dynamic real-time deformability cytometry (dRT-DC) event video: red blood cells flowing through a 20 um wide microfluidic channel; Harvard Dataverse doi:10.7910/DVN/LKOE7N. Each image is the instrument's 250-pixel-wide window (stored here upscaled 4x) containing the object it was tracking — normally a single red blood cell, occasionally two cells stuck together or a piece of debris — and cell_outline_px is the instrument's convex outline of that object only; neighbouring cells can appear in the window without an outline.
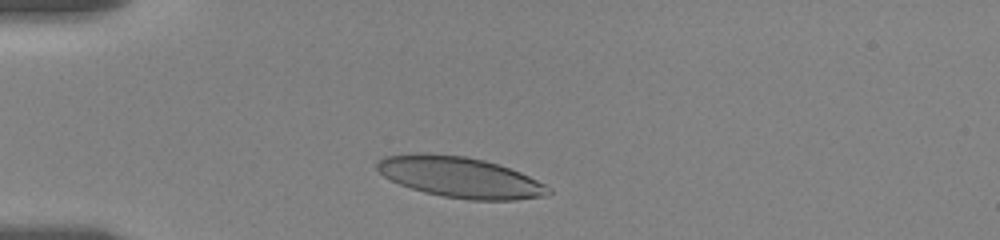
{"species": "human", "species_latin": "Homo sapiens", "temperature_condition": "room temperature", "stored_images_in_passage": 8, "camera_frame_rate_fps": 3000, "um_per_image_px": 0.085, "donor": {"sex": "female"}, "frame": {"image": 1, "passage_image": 1, "time_ms": 0.0, "image_size_px": [1000, 240], "cell_outline_px": [[552, 192], [548, 196], [516, 200], [468, 200], [444, 196], [424, 192], [400, 184], [384, 176], [376, 168], [376, 160], [384, 156], [412, 152], [420, 152], [468, 156], [500, 164], [520, 172], [552, 188]], "centroid_in_image_um": [39.1, 15.05], "position_along_channel_um": 45.9, "area_um2": 41.1}}
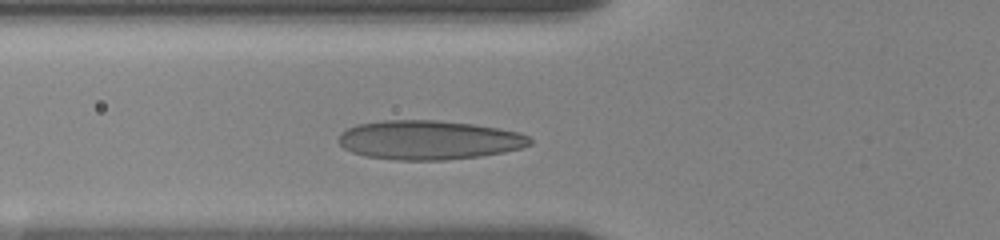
{"frame": {"image": 2, "passage_image": 5, "time_ms": 1.333, "image_size_px": [1000, 240], "cell_outline_px": [[532, 144], [520, 148], [504, 152], [480, 156], [444, 160], [396, 160], [364, 156], [352, 152], [344, 148], [336, 140], [340, 132], [356, 124], [384, 120], [436, 120], [472, 124], [496, 128], [516, 132], [528, 136], [532, 140]], "centroid_in_image_um": [36.4, 11.9], "position_along_channel_um": 89.4, "area_um2": 43.7}}
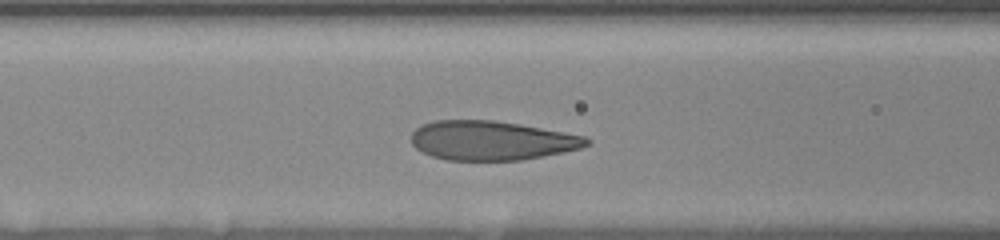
{"frame": {"image": 3, "passage_image": 7, "time_ms": 2.0, "image_size_px": [1000, 240], "cell_outline_px": [[592, 140], [588, 144], [580, 148], [564, 152], [544, 156], [520, 160], [448, 160], [432, 156], [420, 152], [412, 144], [412, 132], [420, 124], [436, 120], [492, 120], [520, 124], [584, 136]], "centroid_in_image_um": [41.75, 11.94], "position_along_channel_um": 124.8, "area_um2": 40.11}}